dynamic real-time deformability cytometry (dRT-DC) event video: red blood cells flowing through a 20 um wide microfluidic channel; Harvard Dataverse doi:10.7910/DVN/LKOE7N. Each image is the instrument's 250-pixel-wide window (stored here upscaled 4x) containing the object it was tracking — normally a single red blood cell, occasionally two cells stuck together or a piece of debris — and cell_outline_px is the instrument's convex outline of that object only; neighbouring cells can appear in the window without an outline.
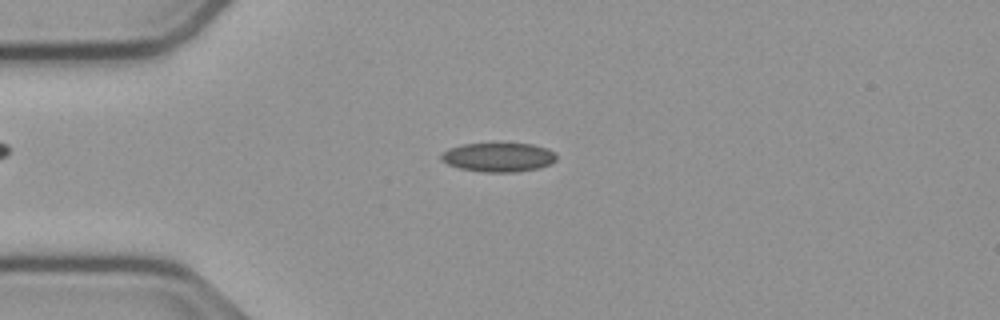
{"species": "common noctule bat (a hibernating species)", "species_latin": "Nyctalus noctula", "temperature_condition": "cold", "stored_images_in_passage": 46, "camera_frame_rate_fps": 3000, "um_per_image_px": 0.085, "animal": {"sex": "male", "body_mass_g": 23.1, "forearm_length_mm": 52.7}, "frame": {"image": 1, "passage_image": 5, "time_ms": 1.333, "image_size_px": [1000, 320], "cell_outline_px": [[556, 160], [548, 164], [536, 168], [516, 172], [484, 172], [460, 168], [448, 164], [440, 160], [440, 156], [448, 148], [460, 144], [532, 144], [548, 148], [556, 152]], "centroid_in_image_um": [42.35, 13.36], "position_along_channel_um": 42.6, "area_um2": 19.42}}
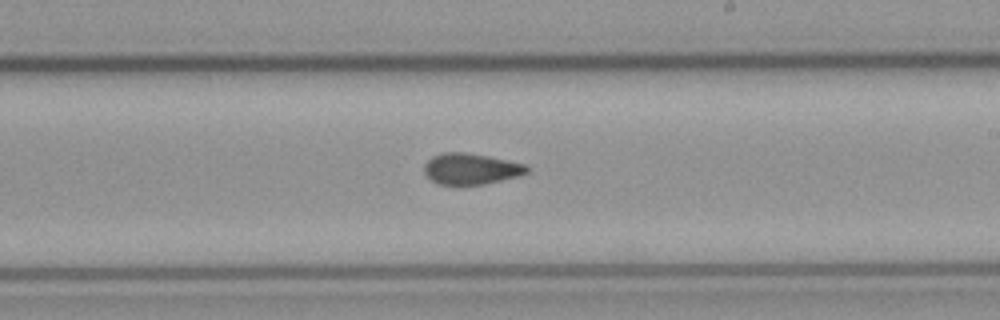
{"frame": {"image": 2, "passage_image": 23, "time_ms": 7.333, "image_size_px": [1000, 320], "cell_outline_px": [[528, 172], [516, 176], [484, 184], [436, 184], [424, 172], [424, 164], [432, 156], [444, 152], [464, 152], [488, 156], [524, 164], [528, 168]], "centroid_in_image_um": [39.98, 14.34], "position_along_channel_um": 249.0, "area_um2": 18.26}}
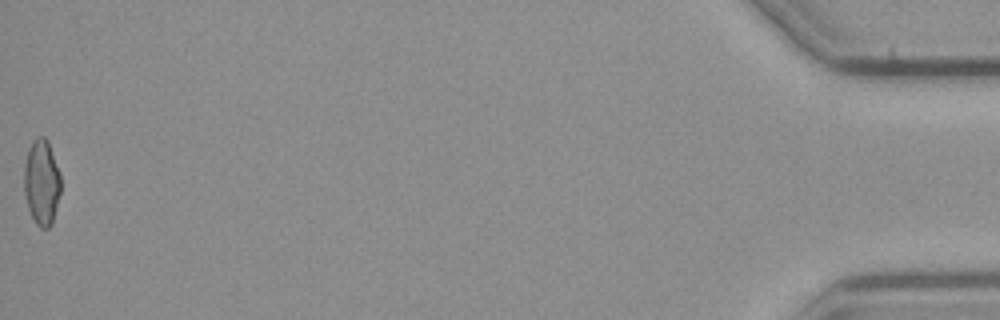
{"frame": {"image": 3, "passage_image": 46, "time_ms": 15.0, "image_size_px": [1000, 320], "cell_outline_px": [[60, 192], [52, 224], [48, 228], [40, 228], [36, 224], [28, 208], [24, 192], [24, 164], [28, 148], [32, 140], [36, 136], [44, 136], [48, 140], [60, 172]], "centroid_in_image_um": [3.53, 15.46], "position_along_channel_um": 431.7, "area_um2": 18.5}, "authors_computed_cell_mechanics": {"area_um2": 18.6983, "velocity_mm_per_s": 3.778, "shape_relaxation_time_tau1_ms": null, "shape_relaxation_time_tau2_ms": 2.4904, "deformation_change_tau1": null, "deformation_change_tau2": 0.089}}